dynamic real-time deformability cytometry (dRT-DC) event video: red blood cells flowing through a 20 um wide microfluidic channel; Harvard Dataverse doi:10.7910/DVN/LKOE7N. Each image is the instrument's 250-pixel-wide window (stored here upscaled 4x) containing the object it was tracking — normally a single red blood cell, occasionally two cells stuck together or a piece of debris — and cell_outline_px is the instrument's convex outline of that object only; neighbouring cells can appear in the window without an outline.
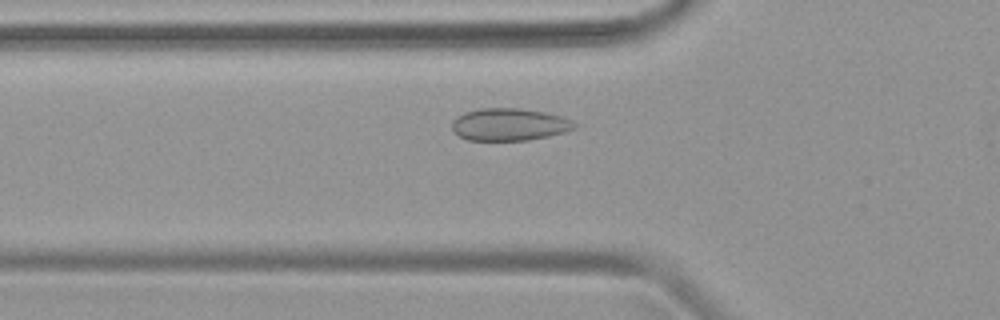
{"species": "common noctule bat (a hibernating species)", "species_latin": "Nyctalus noctula", "temperature_condition": "warm", "stored_images_in_passage": 19, "camera_frame_rate_fps": 3000, "um_per_image_px": 0.085, "animal": {"sex": "female", "body_mass_g": 19.9}, "frame": {"image": 1, "passage_image": 11, "time_ms": 3.333, "image_size_px": [1000, 320], "cell_outline_px": [[580, 124], [576, 128], [564, 132], [548, 136], [528, 140], [468, 140], [460, 136], [452, 128], [452, 120], [456, 116], [464, 112], [480, 108], [520, 108], [544, 112], [560, 116], [572, 120]], "centroid_in_image_um": [43.31, 10.57], "position_along_channel_um": 82.5, "area_um2": 23.18}}
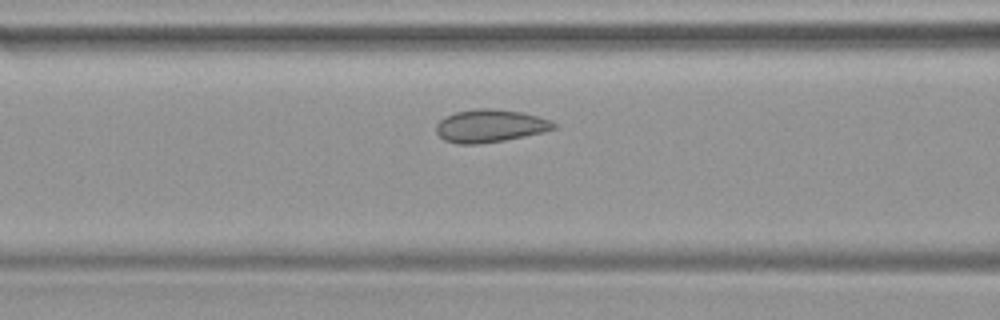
{"frame": {"image": 2, "passage_image": 14, "time_ms": 4.333, "image_size_px": [1000, 320], "cell_outline_px": [[556, 128], [544, 132], [504, 140], [476, 144], [456, 144], [444, 140], [436, 132], [436, 124], [444, 116], [456, 112], [476, 108], [492, 108], [524, 112], [552, 120], [556, 124]], "centroid_in_image_um": [41.66, 10.69], "position_along_channel_um": 124.9, "area_um2": 22.66}}
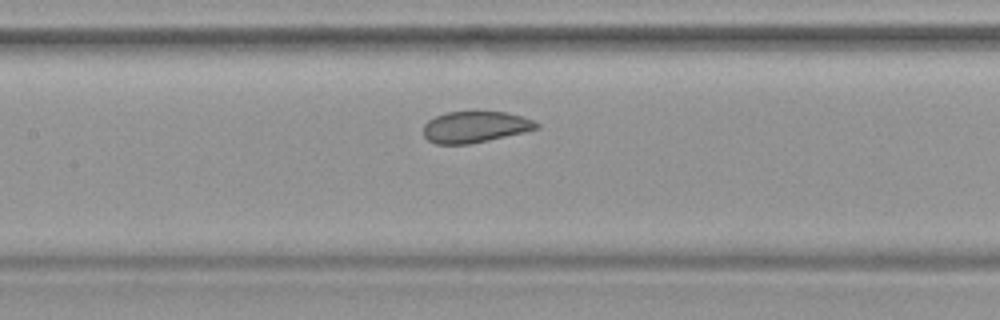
{"frame": {"image": 3, "passage_image": 17, "time_ms": 5.333, "image_size_px": [1000, 320], "cell_outline_px": [[540, 128], [524, 132], [488, 140], [468, 144], [436, 144], [428, 140], [424, 136], [424, 124], [428, 120], [436, 116], [448, 112], [504, 112], [520, 116], [532, 120], [540, 124]], "centroid_in_image_um": [40.37, 10.8], "position_along_channel_um": 167.0, "area_um2": 20.4}}